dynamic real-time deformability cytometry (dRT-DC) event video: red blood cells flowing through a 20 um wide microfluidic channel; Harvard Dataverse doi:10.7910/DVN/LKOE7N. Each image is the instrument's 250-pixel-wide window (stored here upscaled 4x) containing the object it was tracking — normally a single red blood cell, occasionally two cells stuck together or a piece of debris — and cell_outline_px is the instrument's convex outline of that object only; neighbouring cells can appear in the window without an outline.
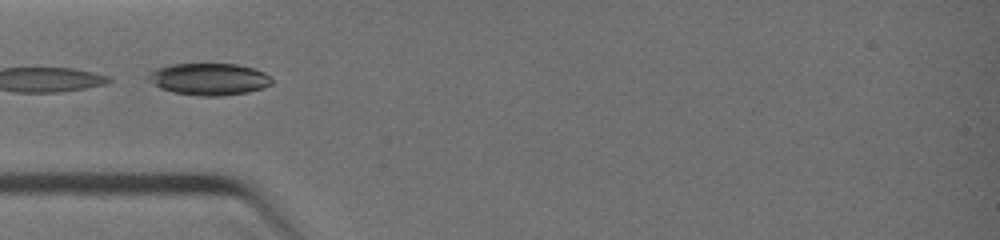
{"species": "common noctule bat (a hibernating species)", "species_latin": "Nyctalus noctula", "temperature_condition": "warm", "stored_images_in_passage": 53, "camera_frame_rate_fps": 3000, "um_per_image_px": 0.085, "animal": {"sex": "female", "body_mass_g": 19.0, "forearm_length_mm": 51.5}, "frame": {"image": 1, "passage_image": 22, "time_ms": 3.667, "image_size_px": [1000, 240], "cell_outline_px": [[272, 84], [264, 88], [248, 92], [220, 96], [200, 96], [172, 92], [160, 88], [152, 84], [148, 80], [148, 72], [156, 68], [172, 64], [236, 64], [252, 68], [264, 72], [272, 80]], "centroid_in_image_um": [17.74, 6.73], "position_along_channel_um": 67.3, "area_um2": 23.06}}